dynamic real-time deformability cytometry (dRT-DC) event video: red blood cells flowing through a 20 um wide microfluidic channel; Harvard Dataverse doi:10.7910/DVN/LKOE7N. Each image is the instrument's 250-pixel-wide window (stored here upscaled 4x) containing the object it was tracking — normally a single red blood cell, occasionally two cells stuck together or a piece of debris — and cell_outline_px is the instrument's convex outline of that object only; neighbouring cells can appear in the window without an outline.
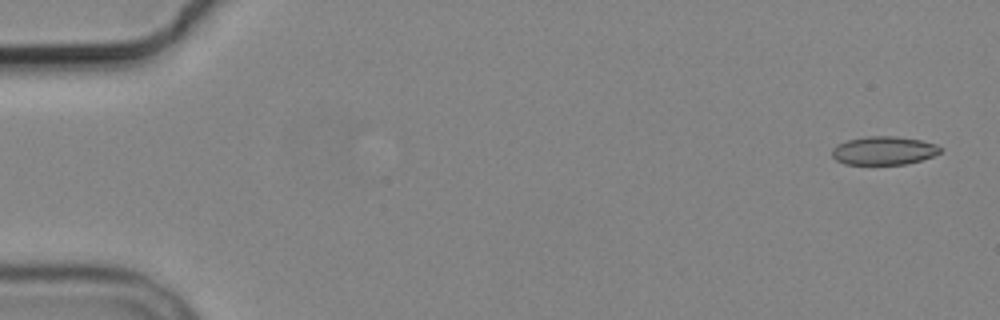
{"species": "common noctule bat (a hibernating species)", "species_latin": "Nyctalus noctula", "temperature_condition": "cold", "stored_images_in_passage": 4, "camera_frame_rate_fps": 3000, "um_per_image_px": 0.085, "animal": {"sex": "male", "body_mass_g": 19.2, "forearm_length_mm": 51.8}, "frame": {"image": 1, "passage_image": 1, "time_ms": 0.0, "image_size_px": [1000, 320], "cell_outline_px": [[944, 148], [940, 152], [932, 156], [920, 160], [904, 164], [844, 164], [836, 160], [832, 156], [832, 148], [836, 144], [848, 140], [868, 136], [896, 136], [920, 140], [936, 144]], "centroid_in_image_um": [75.11, 12.79], "position_along_channel_um": 9.9, "area_um2": 17.92}}
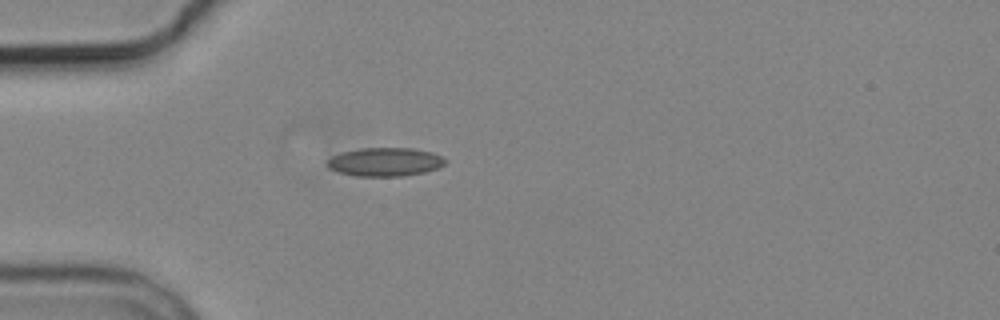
{"frame": {"image": 2, "passage_image": 4, "time_ms": 4.667, "image_size_px": [1000, 320], "cell_outline_px": [[448, 160], [440, 168], [424, 172], [404, 176], [356, 176], [336, 172], [328, 168], [324, 164], [332, 156], [340, 152], [360, 148], [412, 148], [432, 152], [444, 156]], "centroid_in_image_um": [32.72, 13.76], "position_along_channel_um": 52.3, "area_um2": 20.06}}